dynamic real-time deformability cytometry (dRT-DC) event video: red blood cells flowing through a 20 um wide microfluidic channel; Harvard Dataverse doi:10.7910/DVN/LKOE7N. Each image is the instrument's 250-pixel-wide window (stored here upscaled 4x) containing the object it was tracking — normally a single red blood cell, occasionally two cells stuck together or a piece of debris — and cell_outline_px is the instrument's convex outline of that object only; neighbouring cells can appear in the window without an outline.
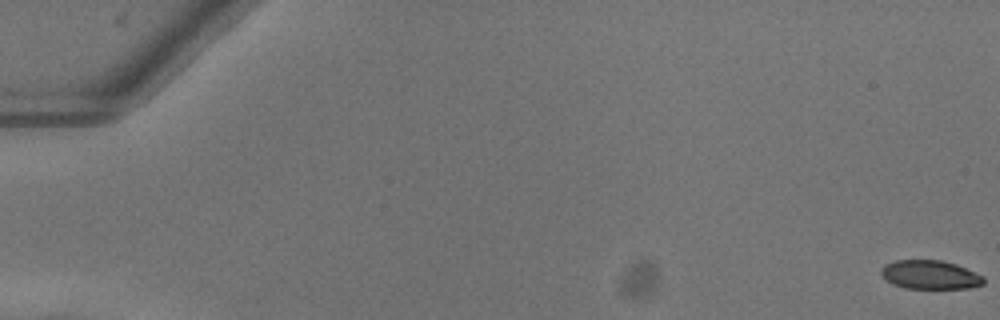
{"species": "common noctule bat (a hibernating species)", "species_latin": "Nyctalus noctula", "temperature_condition": "warm", "stored_images_in_passage": 53, "camera_frame_rate_fps": 3000, "um_per_image_px": 0.085, "animal": {"sex": "female"}, "frame": {"image": 1, "passage_image": 1, "time_ms": 0.0, "image_size_px": [1000, 320], "cell_outline_px": [[984, 284], [968, 288], [904, 288], [892, 284], [884, 280], [880, 276], [880, 268], [884, 264], [896, 260], [940, 260], [956, 264], [984, 276]], "centroid_in_image_um": [79.0, 23.35], "position_along_channel_um": 6.0, "area_um2": 17.4}}
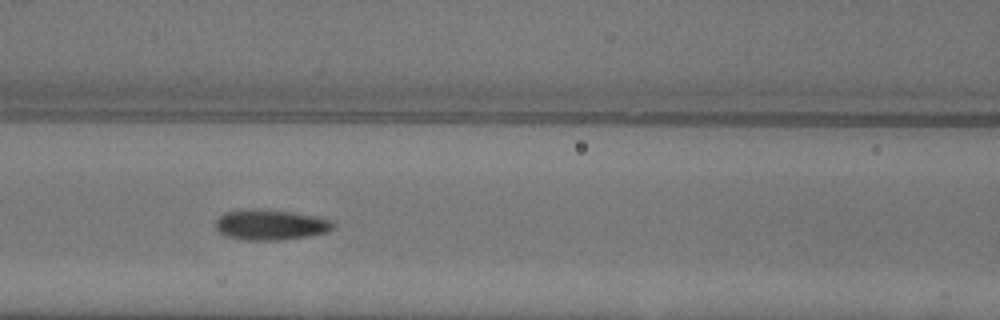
{"frame": {"image": 2, "passage_image": 25, "time_ms": 8.0, "image_size_px": [1000, 320], "cell_outline_px": [[336, 224], [328, 232], [308, 236], [280, 240], [244, 240], [228, 236], [220, 232], [216, 228], [216, 220], [224, 212], [248, 208], [264, 208], [292, 212], [332, 220]], "centroid_in_image_um": [22.99, 19.09], "position_along_channel_um": 143.6, "area_um2": 20.98}}
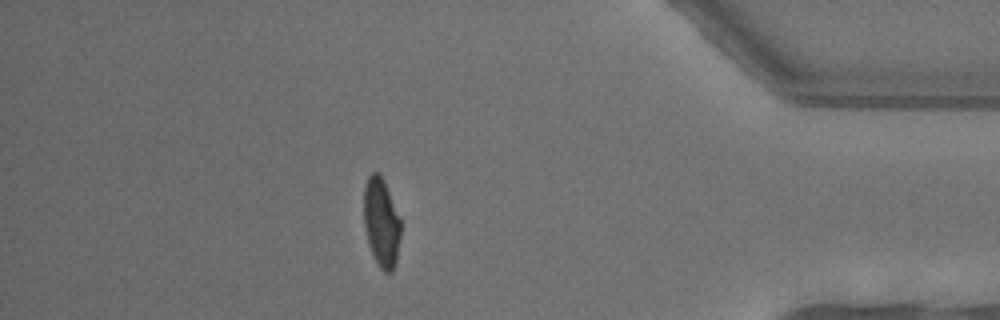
{"frame": {"image": 3, "passage_image": 47, "time_ms": 15.333, "image_size_px": [1000, 320], "cell_outline_px": [[400, 236], [396, 264], [392, 272], [384, 272], [380, 268], [368, 244], [364, 228], [364, 188], [368, 176], [372, 172], [380, 172], [400, 220]], "centroid_in_image_um": [32.4, 18.92], "position_along_channel_um": 402.8, "area_um2": 18.96}, "authors_computed_cell_mechanics": {"area_um2": 20.0566, "velocity_mm_per_s": 4.0494, "shape_relaxation_time_tau1_ms": 7.3398, "shape_relaxation_time_tau2_ms": 1.0287, "deformation_change_tau1": 0.2112, "deformation_change_tau2": 0.0608}}